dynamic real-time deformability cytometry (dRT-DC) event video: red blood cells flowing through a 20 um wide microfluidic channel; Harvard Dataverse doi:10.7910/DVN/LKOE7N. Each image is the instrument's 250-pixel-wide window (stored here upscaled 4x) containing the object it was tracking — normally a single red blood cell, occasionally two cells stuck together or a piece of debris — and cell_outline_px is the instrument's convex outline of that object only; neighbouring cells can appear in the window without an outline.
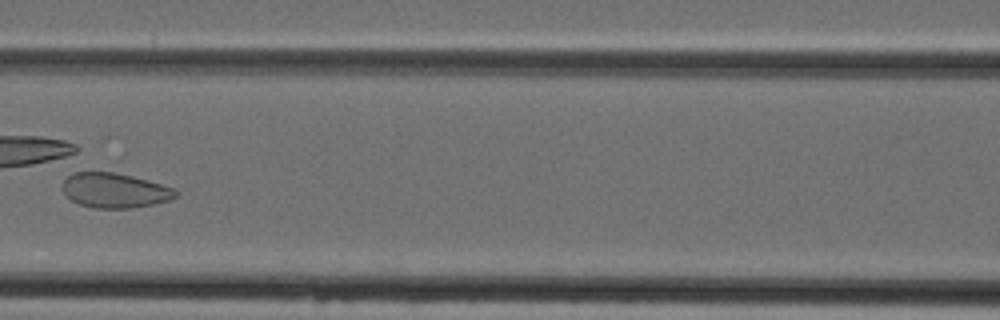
{"species": "Egyptian fruit bat (a non-hibernating species)", "species_latin": "Rousettus aegyptiacus", "temperature_condition": "cold", "stored_images_in_passage": 8, "camera_frame_rate_fps": 3000, "um_per_image_px": 0.085, "animal": {"sex": "female"}, "frame": {"image": 1, "passage_image": 7, "time_ms": 7.0, "image_size_px": [1000, 320], "cell_outline_px": [[180, 192], [176, 196], [168, 200], [152, 204], [132, 208], [92, 208], [80, 204], [72, 200], [64, 192], [64, 180], [68, 176], [76, 172], [112, 172], [132, 176], [148, 180], [172, 188]], "centroid_in_image_um": [9.76, 16.19], "position_along_channel_um": 156.8, "area_um2": 22.6}}
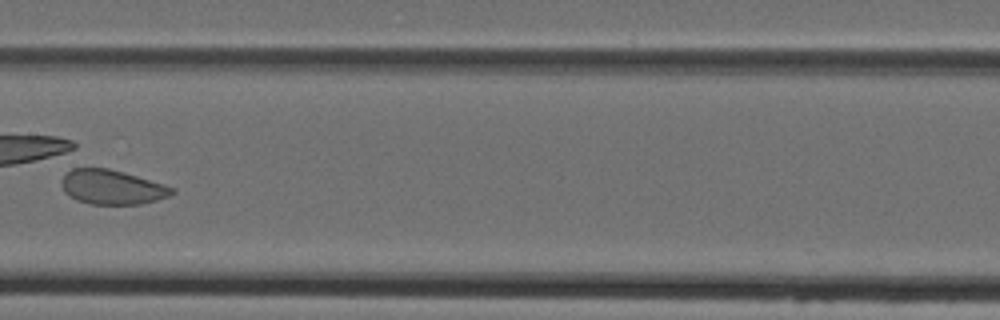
{"frame": {"image": 2, "passage_image": 8, "time_ms": 8.0, "image_size_px": [1000, 320], "cell_outline_px": [[176, 192], [168, 196], [156, 200], [140, 204], [88, 204], [76, 200], [68, 196], [64, 192], [60, 184], [60, 180], [72, 168], [108, 168], [124, 172], [164, 184], [176, 188]], "centroid_in_image_um": [9.5, 15.91], "position_along_channel_um": 197.9, "area_um2": 22.37}}